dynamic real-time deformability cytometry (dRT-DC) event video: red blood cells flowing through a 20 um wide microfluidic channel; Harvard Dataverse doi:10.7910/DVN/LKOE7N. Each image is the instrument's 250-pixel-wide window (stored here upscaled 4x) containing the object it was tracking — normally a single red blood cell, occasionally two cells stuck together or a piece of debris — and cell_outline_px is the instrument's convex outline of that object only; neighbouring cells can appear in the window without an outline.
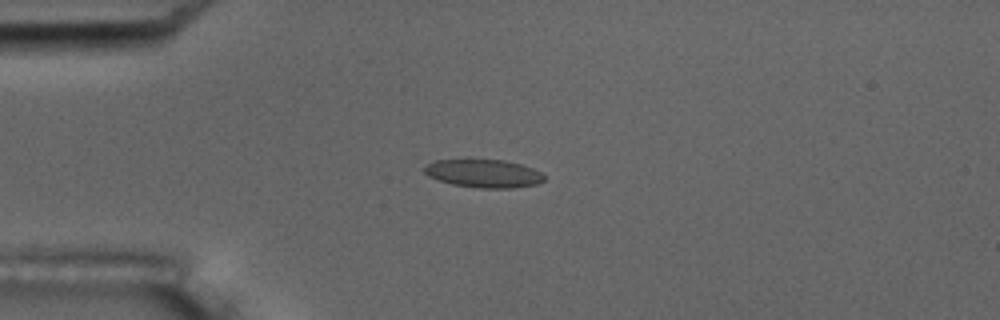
{"species": "common noctule bat (a hibernating species)", "species_latin": "Nyctalus noctula", "temperature_condition": "room temperature", "stored_images_in_passage": 6, "camera_frame_rate_fps": 3000, "um_per_image_px": 0.085, "animal": {"sex": "male", "body_mass_g": 17.5, "forearm_length_mm": 52.3}, "frame": {"image": 1, "passage_image": 4, "time_ms": 4.333, "image_size_px": [1000, 320], "cell_outline_px": [[544, 180], [536, 184], [512, 188], [480, 188], [452, 184], [428, 176], [424, 172], [424, 164], [436, 160], [468, 156], [504, 160], [520, 164], [532, 168], [540, 172], [544, 176]], "centroid_in_image_um": [41.03, 14.68], "position_along_channel_um": 44.0, "area_um2": 20.46}}